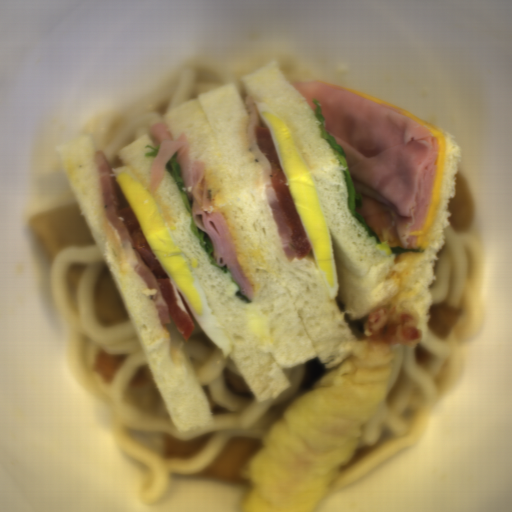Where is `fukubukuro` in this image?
<instances>
[{"label":"fukubukuro","instance_id":"1","mask_svg":"<svg viewBox=\"0 0 512 512\" xmlns=\"http://www.w3.org/2000/svg\"><path fill=\"white\" fill-rule=\"evenodd\" d=\"M29 225L44 258L54 260L69 245L98 243L79 202L32 214Z\"/></svg>","mask_w":512,"mask_h":512},{"label":"fukubukuro","instance_id":"2","mask_svg":"<svg viewBox=\"0 0 512 512\" xmlns=\"http://www.w3.org/2000/svg\"><path fill=\"white\" fill-rule=\"evenodd\" d=\"M96 313L107 322L130 317L117 281L107 263L100 271L95 292Z\"/></svg>","mask_w":512,"mask_h":512}]
</instances>
